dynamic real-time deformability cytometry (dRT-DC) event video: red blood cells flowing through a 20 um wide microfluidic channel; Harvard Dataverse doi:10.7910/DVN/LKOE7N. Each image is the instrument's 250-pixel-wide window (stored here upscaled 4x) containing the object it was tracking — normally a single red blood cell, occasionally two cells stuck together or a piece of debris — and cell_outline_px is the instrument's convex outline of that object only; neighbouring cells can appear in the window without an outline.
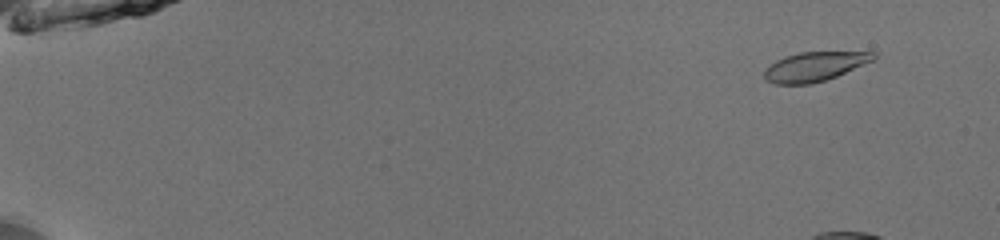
{"species": "common noctule bat (a hibernating species)", "species_latin": "Nyctalus noctula", "temperature_condition": "room temperature", "stored_images_in_passage": 19, "camera_frame_rate_fps": 3000, "um_per_image_px": 0.085, "animal": {"sex": "male", "body_mass_g": 13.0, "forearm_length_mm": 53.1}, "frame": {"image": 1, "passage_image": 6, "time_ms": 1.667, "image_size_px": [1000, 240], "cell_outline_px": [[876, 60], [836, 76], [812, 84], [776, 84], [764, 80], [764, 68], [776, 60], [784, 56], [800, 52], [876, 52]], "centroid_in_image_um": [69.23, 5.65], "position_along_channel_um": 15.8, "area_um2": 18.79}}